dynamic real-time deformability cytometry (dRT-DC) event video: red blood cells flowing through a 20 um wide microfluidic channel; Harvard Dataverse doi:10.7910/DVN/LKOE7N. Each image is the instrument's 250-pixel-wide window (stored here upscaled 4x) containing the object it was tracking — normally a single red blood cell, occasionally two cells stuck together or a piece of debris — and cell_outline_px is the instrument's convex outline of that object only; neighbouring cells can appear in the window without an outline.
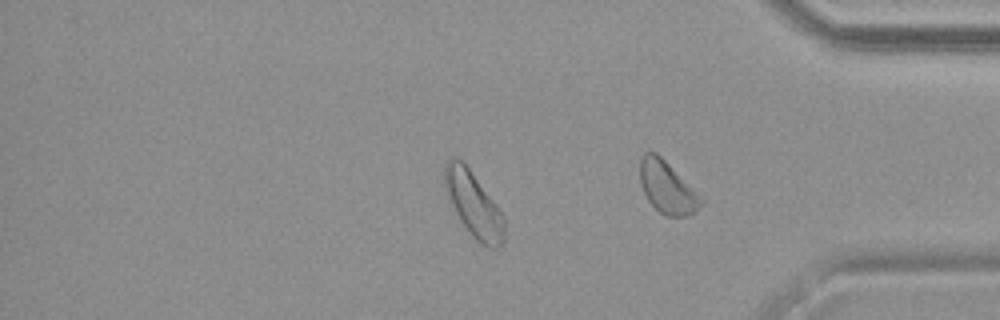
{"species": "common noctule bat (a hibernating species)", "species_latin": "Nyctalus noctula", "temperature_condition": "warm", "stored_images_in_passage": 32, "camera_frame_rate_fps": 3000, "um_per_image_px": 0.085, "animal": {"sex": "female", "body_mass_g": 19.9}, "frame": {"image": 1, "passage_image": 28, "time_ms": 9.0, "image_size_px": [1000, 320], "cell_outline_px": [[504, 244], [496, 248], [488, 248], [480, 244], [468, 232], [460, 220], [444, 188], [444, 168], [448, 160], [456, 156], [468, 168], [496, 204], [504, 216]], "centroid_in_image_um": [40.27, 17.42], "position_along_channel_um": 394.9, "area_um2": 22.37}}